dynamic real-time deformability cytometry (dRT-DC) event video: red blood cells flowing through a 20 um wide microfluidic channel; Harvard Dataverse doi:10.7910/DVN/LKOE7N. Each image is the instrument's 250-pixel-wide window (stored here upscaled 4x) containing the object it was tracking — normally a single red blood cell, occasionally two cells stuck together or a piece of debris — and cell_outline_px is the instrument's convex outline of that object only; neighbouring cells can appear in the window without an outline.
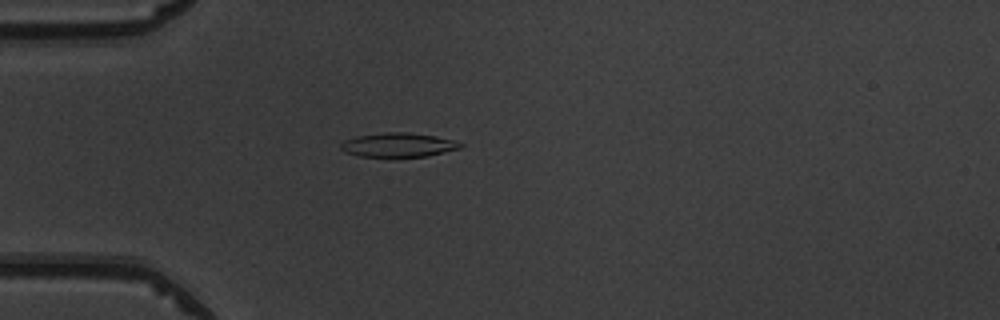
{"species": "common noctule bat (a hibernating species)", "species_latin": "Nyctalus noctula", "temperature_condition": "warm", "stored_images_in_passage": 41, "camera_frame_rate_fps": 3000, "um_per_image_px": 0.085, "animal": {"sex": "male", "body_mass_g": 19.5, "forearm_length_mm": 54.6}, "frame": {"image": 1, "passage_image": 4, "time_ms": 1.0, "image_size_px": [1000, 320], "cell_outline_px": [[464, 144], [460, 148], [428, 156], [360, 156], [344, 152], [340, 148], [340, 144], [344, 140], [356, 136], [384, 132], [408, 132], [436, 136], [452, 140]], "centroid_in_image_um": [33.83, 12.31], "position_along_channel_um": 51.2, "area_um2": 16.7}}
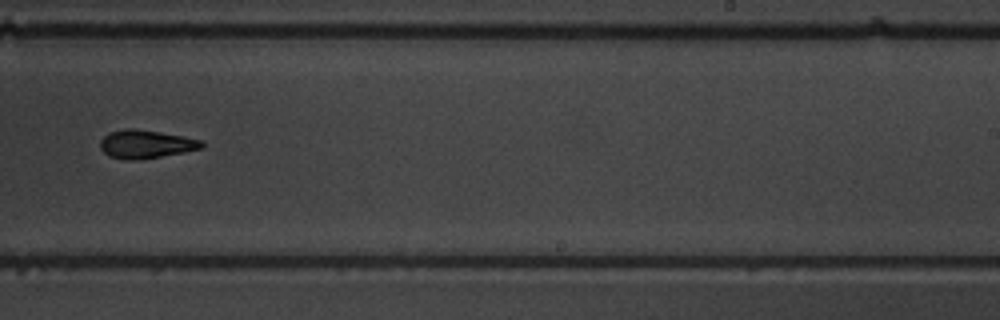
{"frame": {"image": 2, "passage_image": 22, "time_ms": 7.0, "image_size_px": [1000, 320], "cell_outline_px": [[204, 148], [184, 152], [136, 160], [132, 160], [108, 156], [100, 148], [100, 140], [108, 132], [124, 128], [136, 128], [184, 136], [200, 140], [204, 144]], "centroid_in_image_um": [12.38, 12.23], "position_along_channel_um": 276.6, "area_um2": 16.76}}
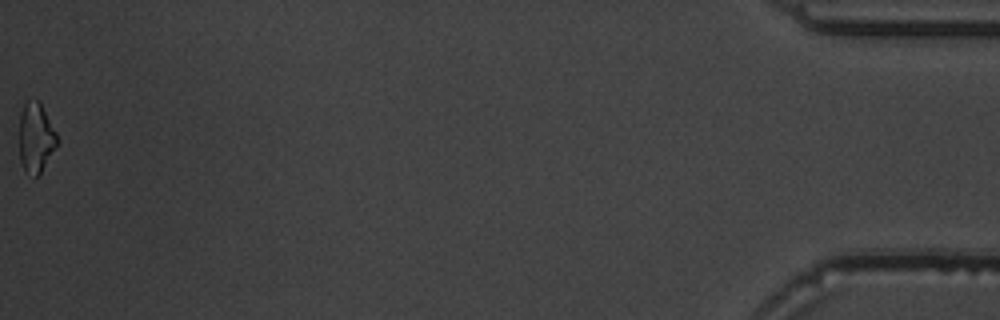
{"frame": {"image": 3, "passage_image": 41, "time_ms": 13.333, "image_size_px": [1000, 320], "cell_outline_px": [[60, 140], [40, 172], [36, 176], [24, 168], [20, 160], [20, 112], [24, 104], [28, 100], [40, 100]], "centroid_in_image_um": [3.07, 11.62], "position_along_channel_um": 432.1, "area_um2": 15.14}, "authors_computed_cell_mechanics": {"area_um2": 16.6464, "velocity_mm_per_s": 3.9731, "shape_relaxation_time_tau1_ms": 5.2961, "shape_relaxation_time_tau2_ms": 4.5407, "deformation_change_tau1": 0.1629, "deformation_change_tau2": 0.1296}}